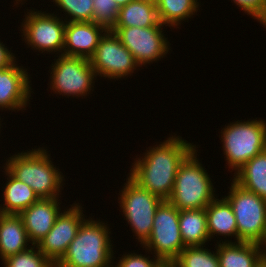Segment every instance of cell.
<instances>
[{"mask_svg":"<svg viewBox=\"0 0 266 267\" xmlns=\"http://www.w3.org/2000/svg\"><path fill=\"white\" fill-rule=\"evenodd\" d=\"M260 267H266V263H263Z\"/></svg>","mask_w":266,"mask_h":267,"instance_id":"cell-37","label":"cell"},{"mask_svg":"<svg viewBox=\"0 0 266 267\" xmlns=\"http://www.w3.org/2000/svg\"><path fill=\"white\" fill-rule=\"evenodd\" d=\"M96 76L108 80H119L133 75L140 70L132 53L120 42L111 30H107L100 38L94 54L89 59Z\"/></svg>","mask_w":266,"mask_h":267,"instance_id":"cell-11","label":"cell"},{"mask_svg":"<svg viewBox=\"0 0 266 267\" xmlns=\"http://www.w3.org/2000/svg\"><path fill=\"white\" fill-rule=\"evenodd\" d=\"M114 27H164L157 16L156 3L132 0L119 9V16Z\"/></svg>","mask_w":266,"mask_h":267,"instance_id":"cell-21","label":"cell"},{"mask_svg":"<svg viewBox=\"0 0 266 267\" xmlns=\"http://www.w3.org/2000/svg\"><path fill=\"white\" fill-rule=\"evenodd\" d=\"M242 11L259 24L266 22V0H231Z\"/></svg>","mask_w":266,"mask_h":267,"instance_id":"cell-30","label":"cell"},{"mask_svg":"<svg viewBox=\"0 0 266 267\" xmlns=\"http://www.w3.org/2000/svg\"><path fill=\"white\" fill-rule=\"evenodd\" d=\"M163 27H114L111 31L132 53L139 67L159 62L169 54L170 43L165 37Z\"/></svg>","mask_w":266,"mask_h":267,"instance_id":"cell-12","label":"cell"},{"mask_svg":"<svg viewBox=\"0 0 266 267\" xmlns=\"http://www.w3.org/2000/svg\"><path fill=\"white\" fill-rule=\"evenodd\" d=\"M196 147L181 163L168 201L180 210L206 208L216 197L210 174L197 156Z\"/></svg>","mask_w":266,"mask_h":267,"instance_id":"cell-4","label":"cell"},{"mask_svg":"<svg viewBox=\"0 0 266 267\" xmlns=\"http://www.w3.org/2000/svg\"><path fill=\"white\" fill-rule=\"evenodd\" d=\"M31 244V245H29ZM22 217L19 214H0V259L30 248Z\"/></svg>","mask_w":266,"mask_h":267,"instance_id":"cell-19","label":"cell"},{"mask_svg":"<svg viewBox=\"0 0 266 267\" xmlns=\"http://www.w3.org/2000/svg\"><path fill=\"white\" fill-rule=\"evenodd\" d=\"M16 1V2H15ZM15 1H13L14 2V5L13 6H17V8L19 7L18 5L19 4H22L23 5V3H26L25 1L26 0H15ZM20 2V3H19Z\"/></svg>","mask_w":266,"mask_h":267,"instance_id":"cell-34","label":"cell"},{"mask_svg":"<svg viewBox=\"0 0 266 267\" xmlns=\"http://www.w3.org/2000/svg\"><path fill=\"white\" fill-rule=\"evenodd\" d=\"M28 10L21 23L22 41L35 52L52 53L62 55L65 44V26L63 16L49 13L48 11H39L35 8Z\"/></svg>","mask_w":266,"mask_h":267,"instance_id":"cell-9","label":"cell"},{"mask_svg":"<svg viewBox=\"0 0 266 267\" xmlns=\"http://www.w3.org/2000/svg\"><path fill=\"white\" fill-rule=\"evenodd\" d=\"M81 205L75 201L70 208L66 209L65 207L56 217L52 229L37 245L44 256L54 265L62 259L86 218Z\"/></svg>","mask_w":266,"mask_h":267,"instance_id":"cell-13","label":"cell"},{"mask_svg":"<svg viewBox=\"0 0 266 267\" xmlns=\"http://www.w3.org/2000/svg\"><path fill=\"white\" fill-rule=\"evenodd\" d=\"M5 45L6 43L4 44L0 40V69L9 67L17 60L15 54L11 52V48L9 50L7 49L9 47Z\"/></svg>","mask_w":266,"mask_h":267,"instance_id":"cell-31","label":"cell"},{"mask_svg":"<svg viewBox=\"0 0 266 267\" xmlns=\"http://www.w3.org/2000/svg\"><path fill=\"white\" fill-rule=\"evenodd\" d=\"M217 196L206 208L207 226L210 241L215 236H224L229 239L233 236L235 240H216L217 242H238L237 222L228 200L223 196L220 199Z\"/></svg>","mask_w":266,"mask_h":267,"instance_id":"cell-18","label":"cell"},{"mask_svg":"<svg viewBox=\"0 0 266 267\" xmlns=\"http://www.w3.org/2000/svg\"><path fill=\"white\" fill-rule=\"evenodd\" d=\"M231 180L266 200V149L238 169Z\"/></svg>","mask_w":266,"mask_h":267,"instance_id":"cell-22","label":"cell"},{"mask_svg":"<svg viewBox=\"0 0 266 267\" xmlns=\"http://www.w3.org/2000/svg\"><path fill=\"white\" fill-rule=\"evenodd\" d=\"M224 197L232 206L238 231V242L260 244L266 234V200L247 191L232 180Z\"/></svg>","mask_w":266,"mask_h":267,"instance_id":"cell-8","label":"cell"},{"mask_svg":"<svg viewBox=\"0 0 266 267\" xmlns=\"http://www.w3.org/2000/svg\"><path fill=\"white\" fill-rule=\"evenodd\" d=\"M143 1H149V2H154V3H156V0H143Z\"/></svg>","mask_w":266,"mask_h":267,"instance_id":"cell-35","label":"cell"},{"mask_svg":"<svg viewBox=\"0 0 266 267\" xmlns=\"http://www.w3.org/2000/svg\"><path fill=\"white\" fill-rule=\"evenodd\" d=\"M260 246L263 253L264 263H266V234L264 240L260 243Z\"/></svg>","mask_w":266,"mask_h":267,"instance_id":"cell-32","label":"cell"},{"mask_svg":"<svg viewBox=\"0 0 266 267\" xmlns=\"http://www.w3.org/2000/svg\"><path fill=\"white\" fill-rule=\"evenodd\" d=\"M143 250L147 253L146 255L143 254H137L135 252H125L123 255H120L122 257H118V262H114V267H164L165 265L155 256L150 259V253L149 250H146L142 247ZM148 255V256H147ZM116 264V265H115Z\"/></svg>","mask_w":266,"mask_h":267,"instance_id":"cell-29","label":"cell"},{"mask_svg":"<svg viewBox=\"0 0 266 267\" xmlns=\"http://www.w3.org/2000/svg\"><path fill=\"white\" fill-rule=\"evenodd\" d=\"M126 178V183L119 191L118 206L123 212L124 220L130 225L133 236L142 247L151 234L154 216L163 200L143 189L128 175Z\"/></svg>","mask_w":266,"mask_h":267,"instance_id":"cell-7","label":"cell"},{"mask_svg":"<svg viewBox=\"0 0 266 267\" xmlns=\"http://www.w3.org/2000/svg\"><path fill=\"white\" fill-rule=\"evenodd\" d=\"M18 61L0 69V111L26 110L30 105L32 87L27 68L18 66Z\"/></svg>","mask_w":266,"mask_h":267,"instance_id":"cell-14","label":"cell"},{"mask_svg":"<svg viewBox=\"0 0 266 267\" xmlns=\"http://www.w3.org/2000/svg\"><path fill=\"white\" fill-rule=\"evenodd\" d=\"M106 31L94 22H66L62 55L90 59Z\"/></svg>","mask_w":266,"mask_h":267,"instance_id":"cell-16","label":"cell"},{"mask_svg":"<svg viewBox=\"0 0 266 267\" xmlns=\"http://www.w3.org/2000/svg\"><path fill=\"white\" fill-rule=\"evenodd\" d=\"M199 7L198 0H156L159 22L170 29L182 27L181 23L194 17L200 11Z\"/></svg>","mask_w":266,"mask_h":267,"instance_id":"cell-24","label":"cell"},{"mask_svg":"<svg viewBox=\"0 0 266 267\" xmlns=\"http://www.w3.org/2000/svg\"><path fill=\"white\" fill-rule=\"evenodd\" d=\"M1 120H2V119H1V116H0V129H1V127H2V125H1V122H2V121H1ZM0 131H1V130H0ZM0 136H1V135H0Z\"/></svg>","mask_w":266,"mask_h":267,"instance_id":"cell-36","label":"cell"},{"mask_svg":"<svg viewBox=\"0 0 266 267\" xmlns=\"http://www.w3.org/2000/svg\"><path fill=\"white\" fill-rule=\"evenodd\" d=\"M1 264L3 267H55L37 245L3 259Z\"/></svg>","mask_w":266,"mask_h":267,"instance_id":"cell-27","label":"cell"},{"mask_svg":"<svg viewBox=\"0 0 266 267\" xmlns=\"http://www.w3.org/2000/svg\"><path fill=\"white\" fill-rule=\"evenodd\" d=\"M215 251L205 246L185 247L178 258L171 264L172 267H220ZM205 247V248H204ZM207 248V249H206Z\"/></svg>","mask_w":266,"mask_h":267,"instance_id":"cell-25","label":"cell"},{"mask_svg":"<svg viewBox=\"0 0 266 267\" xmlns=\"http://www.w3.org/2000/svg\"><path fill=\"white\" fill-rule=\"evenodd\" d=\"M27 151V152H26ZM44 147L23 150L6 157L5 167L15 178L30 186L39 198H60L64 174L51 161V156ZM57 167V168H56Z\"/></svg>","mask_w":266,"mask_h":267,"instance_id":"cell-2","label":"cell"},{"mask_svg":"<svg viewBox=\"0 0 266 267\" xmlns=\"http://www.w3.org/2000/svg\"><path fill=\"white\" fill-rule=\"evenodd\" d=\"M179 228L184 247L205 246L210 241L205 208L180 210Z\"/></svg>","mask_w":266,"mask_h":267,"instance_id":"cell-23","label":"cell"},{"mask_svg":"<svg viewBox=\"0 0 266 267\" xmlns=\"http://www.w3.org/2000/svg\"><path fill=\"white\" fill-rule=\"evenodd\" d=\"M93 21L112 30L119 16V6L113 0H93Z\"/></svg>","mask_w":266,"mask_h":267,"instance_id":"cell-28","label":"cell"},{"mask_svg":"<svg viewBox=\"0 0 266 267\" xmlns=\"http://www.w3.org/2000/svg\"><path fill=\"white\" fill-rule=\"evenodd\" d=\"M171 134L170 137L135 158L130 166L128 176L143 189L168 200L173 192L176 174L185 158L197 147Z\"/></svg>","mask_w":266,"mask_h":267,"instance_id":"cell-1","label":"cell"},{"mask_svg":"<svg viewBox=\"0 0 266 267\" xmlns=\"http://www.w3.org/2000/svg\"><path fill=\"white\" fill-rule=\"evenodd\" d=\"M220 140L230 172H237L245 163L266 149L264 119L237 120L221 128Z\"/></svg>","mask_w":266,"mask_h":267,"instance_id":"cell-5","label":"cell"},{"mask_svg":"<svg viewBox=\"0 0 266 267\" xmlns=\"http://www.w3.org/2000/svg\"><path fill=\"white\" fill-rule=\"evenodd\" d=\"M113 1L119 6V8H121L125 5H127L132 0H113Z\"/></svg>","mask_w":266,"mask_h":267,"instance_id":"cell-33","label":"cell"},{"mask_svg":"<svg viewBox=\"0 0 266 267\" xmlns=\"http://www.w3.org/2000/svg\"><path fill=\"white\" fill-rule=\"evenodd\" d=\"M60 201L59 198H40L19 214L32 245H38L52 229L63 209Z\"/></svg>","mask_w":266,"mask_h":267,"instance_id":"cell-15","label":"cell"},{"mask_svg":"<svg viewBox=\"0 0 266 267\" xmlns=\"http://www.w3.org/2000/svg\"><path fill=\"white\" fill-rule=\"evenodd\" d=\"M2 172L7 181L2 187L4 203L0 204V214H20L40 199L30 186L15 178L5 167Z\"/></svg>","mask_w":266,"mask_h":267,"instance_id":"cell-20","label":"cell"},{"mask_svg":"<svg viewBox=\"0 0 266 267\" xmlns=\"http://www.w3.org/2000/svg\"><path fill=\"white\" fill-rule=\"evenodd\" d=\"M220 267H260L264 263L261 246L253 242H217Z\"/></svg>","mask_w":266,"mask_h":267,"instance_id":"cell-17","label":"cell"},{"mask_svg":"<svg viewBox=\"0 0 266 267\" xmlns=\"http://www.w3.org/2000/svg\"><path fill=\"white\" fill-rule=\"evenodd\" d=\"M50 65L49 87L54 94L72 98H87L94 91L96 73L89 59L57 55Z\"/></svg>","mask_w":266,"mask_h":267,"instance_id":"cell-6","label":"cell"},{"mask_svg":"<svg viewBox=\"0 0 266 267\" xmlns=\"http://www.w3.org/2000/svg\"><path fill=\"white\" fill-rule=\"evenodd\" d=\"M65 14V22H92L93 0H52Z\"/></svg>","mask_w":266,"mask_h":267,"instance_id":"cell-26","label":"cell"},{"mask_svg":"<svg viewBox=\"0 0 266 267\" xmlns=\"http://www.w3.org/2000/svg\"><path fill=\"white\" fill-rule=\"evenodd\" d=\"M109 224L86 218L55 267H110L114 256Z\"/></svg>","mask_w":266,"mask_h":267,"instance_id":"cell-3","label":"cell"},{"mask_svg":"<svg viewBox=\"0 0 266 267\" xmlns=\"http://www.w3.org/2000/svg\"><path fill=\"white\" fill-rule=\"evenodd\" d=\"M142 246L164 265H171L185 248L179 228V210L168 200L158 206L151 234Z\"/></svg>","mask_w":266,"mask_h":267,"instance_id":"cell-10","label":"cell"}]
</instances>
